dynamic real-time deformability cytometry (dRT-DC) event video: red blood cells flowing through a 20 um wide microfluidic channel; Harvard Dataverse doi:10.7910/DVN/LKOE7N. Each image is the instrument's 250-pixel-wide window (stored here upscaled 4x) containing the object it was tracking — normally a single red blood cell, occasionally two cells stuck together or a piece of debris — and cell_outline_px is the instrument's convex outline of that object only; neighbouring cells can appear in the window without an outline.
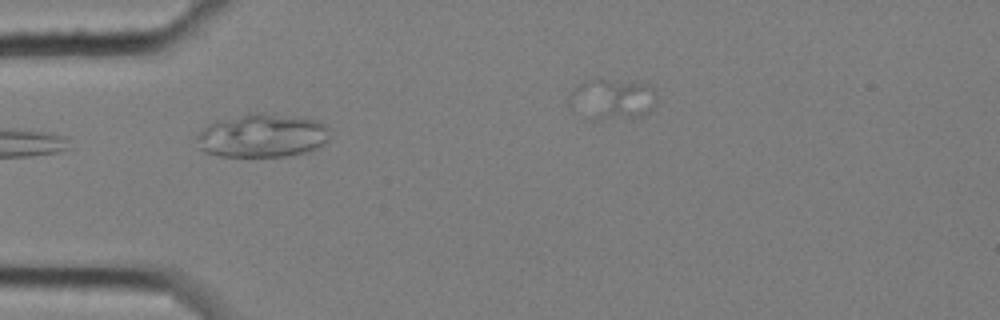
{"species": "common noctule bat (a hibernating species)", "species_latin": "Nyctalus noctula", "temperature_condition": "cold", "stored_images_in_passage": 4, "camera_frame_rate_fps": 3000, "um_per_image_px": 0.085, "animal": {"sex": "female", "body_mass_g": 25.1}, "frame": {"image": 1, "passage_image": 3, "time_ms": 0.667, "image_size_px": [1000, 320], "cell_outline_px": [[332, 128], [328, 140], [324, 144], [308, 152], [288, 156], [220, 156], [204, 152], [200, 148], [196, 136], [208, 124], [216, 120], [248, 112], [260, 112], [316, 120]], "centroid_in_image_um": [22.31, 11.52], "position_along_channel_um": 62.7, "area_um2": 34.1}}